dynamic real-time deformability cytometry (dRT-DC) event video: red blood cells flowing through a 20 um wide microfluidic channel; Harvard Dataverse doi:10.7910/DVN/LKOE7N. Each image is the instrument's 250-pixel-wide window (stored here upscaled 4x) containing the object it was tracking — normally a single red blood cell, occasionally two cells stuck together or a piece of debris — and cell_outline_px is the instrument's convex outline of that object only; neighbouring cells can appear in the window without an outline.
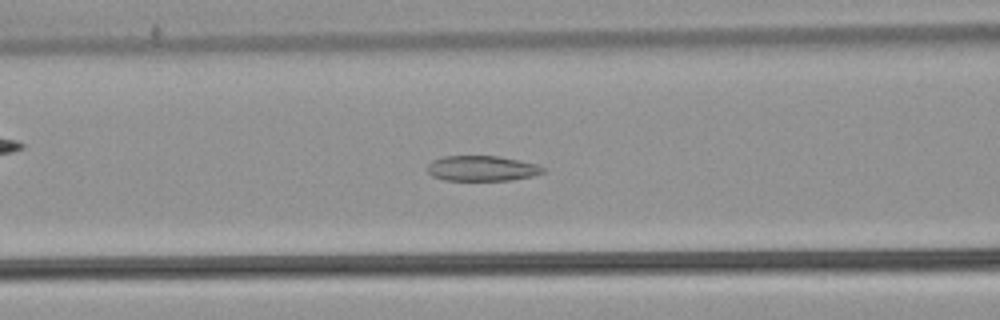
{"species": "common noctule bat (a hibernating species)", "species_latin": "Nyctalus noctula", "temperature_condition": "warm", "stored_images_in_passage": 55, "camera_frame_rate_fps": 3000, "um_per_image_px": 0.085, "animal": {"sex": "male", "body_mass_g": 21.5, "forearm_length_mm": 52.0}, "frame": {"image": 1, "passage_image": 23, "time_ms": 7.333, "image_size_px": [1000, 320], "cell_outline_px": [[544, 172], [532, 176], [512, 180], [444, 180], [432, 176], [428, 172], [428, 164], [432, 160], [444, 156], [500, 156], [536, 164], [544, 168]], "centroid_in_image_um": [40.95, 14.31], "position_along_channel_um": 125.7, "area_um2": 16.99}}
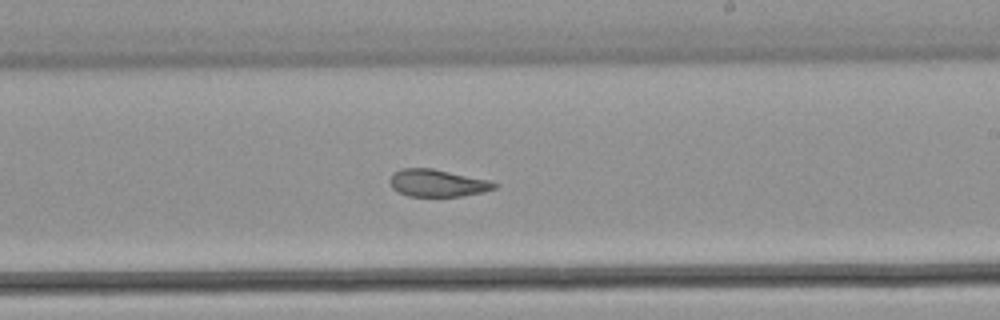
{"frame": {"image": 2, "passage_image": 33, "time_ms": 10.667, "image_size_px": [1000, 320], "cell_outline_px": [[496, 188], [480, 192], [460, 196], [408, 196], [396, 192], [392, 188], [388, 180], [392, 172], [400, 168], [432, 168], [488, 180], [496, 184]], "centroid_in_image_um": [37.07, 15.55], "position_along_channel_um": 251.9, "area_um2": 16.59}}
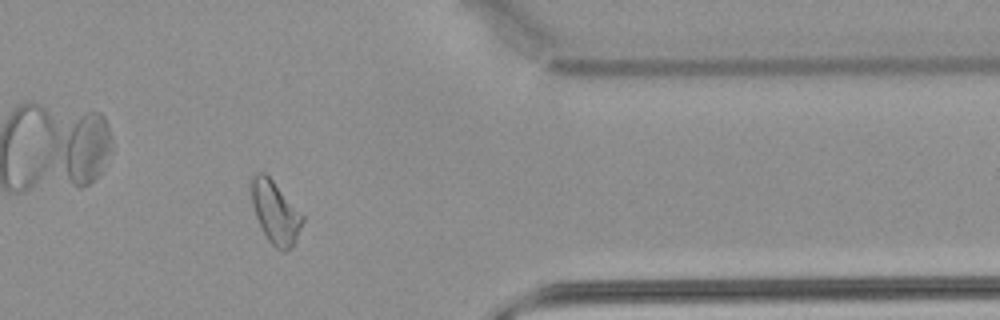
{"frame": {"image": 3, "passage_image": 45, "time_ms": 14.667, "image_size_px": [1000, 320], "cell_outline_px": [[304, 220], [292, 244], [284, 252], [280, 252], [268, 240], [256, 216], [252, 204], [252, 176], [256, 172], [264, 172], [272, 180], [304, 216]], "centroid_in_image_um": [23.39, 18.04], "position_along_channel_um": 388.0, "area_um2": 17.98}, "authors_computed_cell_mechanics": {"area_um2": 19.652, "velocity_mm_per_s": 3.7927, "shape_relaxation_time_tau1_ms": null, "shape_relaxation_time_tau2_ms": 1.9136, "deformation_change_tau1": null, "deformation_change_tau2": 0.09}}